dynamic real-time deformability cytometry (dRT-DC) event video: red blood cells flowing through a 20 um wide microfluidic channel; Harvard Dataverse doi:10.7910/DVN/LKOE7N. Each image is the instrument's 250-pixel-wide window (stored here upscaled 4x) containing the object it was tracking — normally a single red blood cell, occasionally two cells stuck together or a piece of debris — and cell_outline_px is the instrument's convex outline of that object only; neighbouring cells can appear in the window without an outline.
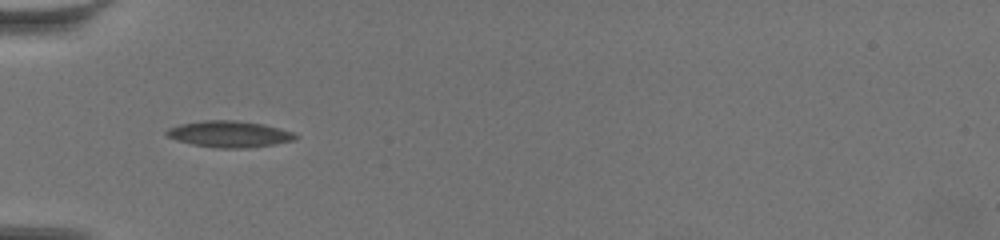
{"species": "common noctule bat (a hibernating species)", "species_latin": "Nyctalus noctula", "temperature_condition": "warm", "stored_images_in_passage": 33, "camera_frame_rate_fps": 3000, "um_per_image_px": 0.085, "animal": {"sex": "female", "body_mass_g": 19.5, "forearm_length_mm": 54.1}, "frame": {"image": 1, "passage_image": 9, "time_ms": 2.667, "image_size_px": [1000, 240], "cell_outline_px": [[300, 136], [296, 140], [248, 148], [216, 148], [192, 144], [176, 140], [168, 136], [164, 132], [168, 128], [180, 124], [204, 120], [236, 120], [264, 124], [280, 128], [292, 132]], "centroid_in_image_um": [19.5, 11.39], "position_along_channel_um": 65.5, "area_um2": 19.88}}
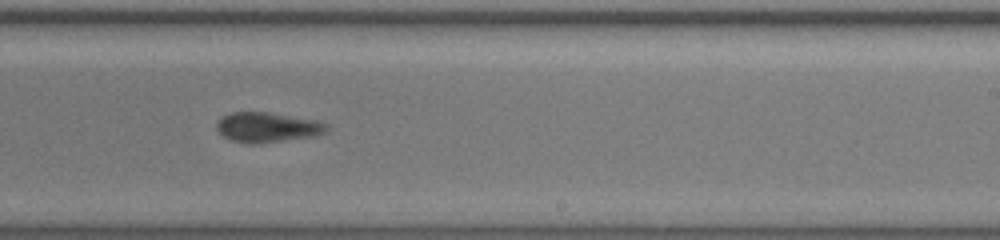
{"frame": {"image": 2, "passage_image": 16, "time_ms": 5.0, "image_size_px": [1000, 240], "cell_outline_px": [[328, 128], [324, 132], [312, 136], [256, 144], [248, 144], [232, 140], [224, 136], [216, 128], [216, 124], [224, 116], [232, 112], [268, 112], [316, 120], [328, 124]], "centroid_in_image_um": [22.72, 10.82], "position_along_channel_um": 266.3, "area_um2": 18.9}}
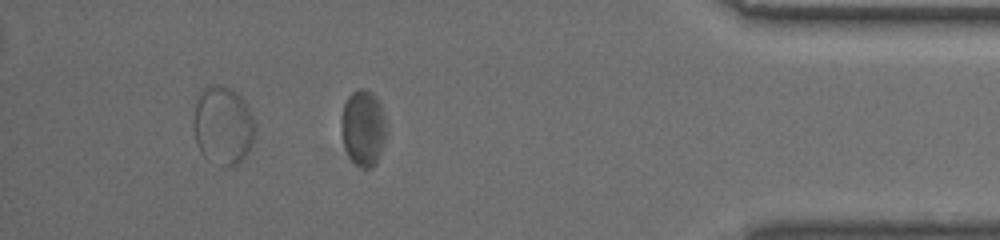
{"frame": {"image": 3, "passage_image": 26, "time_ms": 8.333, "image_size_px": [1000, 240], "cell_outline_px": [[384, 140], [380, 156], [376, 164], [372, 168], [364, 168], [356, 164], [352, 160], [344, 144], [340, 132], [340, 120], [344, 104], [348, 96], [352, 92], [360, 88], [364, 88], [372, 92], [376, 96], [380, 104], [384, 116]], "centroid_in_image_um": [30.85, 10.85], "position_along_channel_um": 404.4, "area_um2": 19.88}}